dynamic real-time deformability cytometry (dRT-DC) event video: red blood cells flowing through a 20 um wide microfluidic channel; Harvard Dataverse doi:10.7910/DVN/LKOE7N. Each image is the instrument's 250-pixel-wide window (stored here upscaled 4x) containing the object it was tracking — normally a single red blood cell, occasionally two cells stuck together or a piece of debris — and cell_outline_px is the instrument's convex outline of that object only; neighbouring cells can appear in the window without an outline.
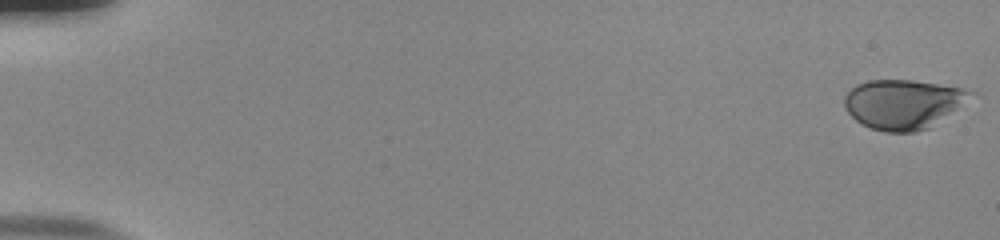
{"species": "human", "species_latin": "Homo sapiens", "temperature_condition": "room temperature", "stored_images_in_passage": 55, "camera_frame_rate_fps": 3000, "um_per_image_px": 0.085, "donor": {"sex": "male"}, "frame": {"image": 1, "passage_image": 1, "time_ms": 0.0, "image_size_px": [1000, 240], "cell_outline_px": [[980, 96], [928, 128], [916, 132], [884, 132], [872, 128], [856, 120], [844, 108], [844, 96], [856, 84], [868, 80], [912, 80], [964, 88], [976, 92]], "centroid_in_image_um": [76.86, 8.84], "position_along_channel_um": 8.1, "area_um2": 36.93}}
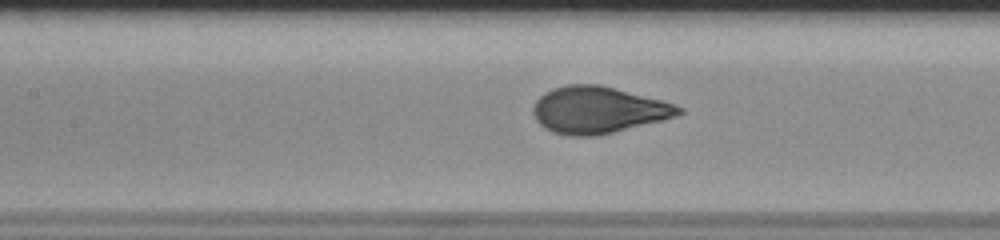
{"frame": {"image": 2, "passage_image": 27, "time_ms": 8.667, "image_size_px": [1000, 240], "cell_outline_px": [[684, 112], [676, 116], [596, 136], [568, 136], [552, 132], [544, 128], [536, 120], [532, 112], [532, 108], [536, 100], [544, 92], [552, 88], [568, 84], [600, 84], [660, 100], [684, 108]], "centroid_in_image_um": [50.77, 9.34], "position_along_channel_um": 156.6, "area_um2": 39.42}}
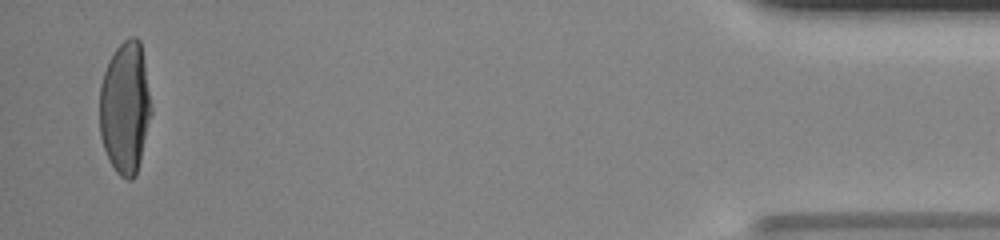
{"frame": {"image": 3, "passage_image": 54, "time_ms": 17.667, "image_size_px": [1000, 240], "cell_outline_px": [[152, 112], [136, 176], [132, 180], [128, 180], [120, 176], [116, 172], [104, 148], [100, 136], [100, 84], [104, 72], [116, 48], [128, 36], [136, 36], [140, 40], [152, 108]], "centroid_in_image_um": [10.64, 9.16], "position_along_channel_um": 424.6, "area_um2": 39.59}, "authors_computed_cell_mechanics": {"area_um2": 39.2462, "velocity_mm_per_s": 3.7888, "shape_relaxation_time_tau1_ms": 4.087, "shape_relaxation_time_tau2_ms": null, "deformation_change_tau1": 0.2209, "deformation_change_tau2": null}}